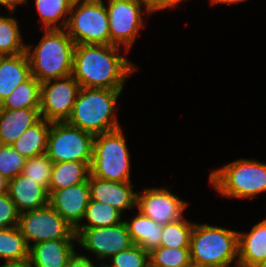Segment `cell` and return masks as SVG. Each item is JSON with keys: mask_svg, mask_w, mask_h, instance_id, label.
<instances>
[{"mask_svg": "<svg viewBox=\"0 0 266 267\" xmlns=\"http://www.w3.org/2000/svg\"><path fill=\"white\" fill-rule=\"evenodd\" d=\"M115 45L78 44L73 53L72 76L81 88L123 90L137 69Z\"/></svg>", "mask_w": 266, "mask_h": 267, "instance_id": "6da1fadb", "label": "cell"}, {"mask_svg": "<svg viewBox=\"0 0 266 267\" xmlns=\"http://www.w3.org/2000/svg\"><path fill=\"white\" fill-rule=\"evenodd\" d=\"M34 49L26 45L31 75L39 82L72 75L75 43L65 29H45Z\"/></svg>", "mask_w": 266, "mask_h": 267, "instance_id": "7a4b0ae2", "label": "cell"}, {"mask_svg": "<svg viewBox=\"0 0 266 267\" xmlns=\"http://www.w3.org/2000/svg\"><path fill=\"white\" fill-rule=\"evenodd\" d=\"M122 90L80 88L67 123L98 135L120 129L115 116Z\"/></svg>", "mask_w": 266, "mask_h": 267, "instance_id": "3957f363", "label": "cell"}, {"mask_svg": "<svg viewBox=\"0 0 266 267\" xmlns=\"http://www.w3.org/2000/svg\"><path fill=\"white\" fill-rule=\"evenodd\" d=\"M193 267H227L238 263V232L195 223L190 237Z\"/></svg>", "mask_w": 266, "mask_h": 267, "instance_id": "277c9868", "label": "cell"}, {"mask_svg": "<svg viewBox=\"0 0 266 267\" xmlns=\"http://www.w3.org/2000/svg\"><path fill=\"white\" fill-rule=\"evenodd\" d=\"M209 180L222 197L254 199L266 192V163L255 159H237L213 170Z\"/></svg>", "mask_w": 266, "mask_h": 267, "instance_id": "5b68a950", "label": "cell"}, {"mask_svg": "<svg viewBox=\"0 0 266 267\" xmlns=\"http://www.w3.org/2000/svg\"><path fill=\"white\" fill-rule=\"evenodd\" d=\"M130 158L122 128L95 135L91 176L102 180L131 182Z\"/></svg>", "mask_w": 266, "mask_h": 267, "instance_id": "8992f818", "label": "cell"}, {"mask_svg": "<svg viewBox=\"0 0 266 267\" xmlns=\"http://www.w3.org/2000/svg\"><path fill=\"white\" fill-rule=\"evenodd\" d=\"M65 31L76 45H109V19L103 0H74Z\"/></svg>", "mask_w": 266, "mask_h": 267, "instance_id": "52a82bcc", "label": "cell"}, {"mask_svg": "<svg viewBox=\"0 0 266 267\" xmlns=\"http://www.w3.org/2000/svg\"><path fill=\"white\" fill-rule=\"evenodd\" d=\"M95 135L64 122H51L46 154L53 163L92 162Z\"/></svg>", "mask_w": 266, "mask_h": 267, "instance_id": "ba28073f", "label": "cell"}, {"mask_svg": "<svg viewBox=\"0 0 266 267\" xmlns=\"http://www.w3.org/2000/svg\"><path fill=\"white\" fill-rule=\"evenodd\" d=\"M110 44L125 47L127 53L133 46L141 28H144L143 8L151 14L150 7L141 0H108Z\"/></svg>", "mask_w": 266, "mask_h": 267, "instance_id": "9c48e42d", "label": "cell"}, {"mask_svg": "<svg viewBox=\"0 0 266 267\" xmlns=\"http://www.w3.org/2000/svg\"><path fill=\"white\" fill-rule=\"evenodd\" d=\"M18 227L28 247L30 242L77 239L74 229L49 204L19 213Z\"/></svg>", "mask_w": 266, "mask_h": 267, "instance_id": "30bf717a", "label": "cell"}, {"mask_svg": "<svg viewBox=\"0 0 266 267\" xmlns=\"http://www.w3.org/2000/svg\"><path fill=\"white\" fill-rule=\"evenodd\" d=\"M80 88L72 75L41 82V118L50 122L67 121Z\"/></svg>", "mask_w": 266, "mask_h": 267, "instance_id": "8fae6325", "label": "cell"}, {"mask_svg": "<svg viewBox=\"0 0 266 267\" xmlns=\"http://www.w3.org/2000/svg\"><path fill=\"white\" fill-rule=\"evenodd\" d=\"M78 246L96 255L97 259L109 260L117 253L133 245L125 220L109 227L74 230Z\"/></svg>", "mask_w": 266, "mask_h": 267, "instance_id": "7c38bea8", "label": "cell"}, {"mask_svg": "<svg viewBox=\"0 0 266 267\" xmlns=\"http://www.w3.org/2000/svg\"><path fill=\"white\" fill-rule=\"evenodd\" d=\"M187 206L186 201L165 187L146 188L143 192H137V209L162 226L183 218Z\"/></svg>", "mask_w": 266, "mask_h": 267, "instance_id": "4fadbf2b", "label": "cell"}, {"mask_svg": "<svg viewBox=\"0 0 266 267\" xmlns=\"http://www.w3.org/2000/svg\"><path fill=\"white\" fill-rule=\"evenodd\" d=\"M90 201L88 182L54 190L49 194V205L75 230L83 220Z\"/></svg>", "mask_w": 266, "mask_h": 267, "instance_id": "5bb4252c", "label": "cell"}, {"mask_svg": "<svg viewBox=\"0 0 266 267\" xmlns=\"http://www.w3.org/2000/svg\"><path fill=\"white\" fill-rule=\"evenodd\" d=\"M90 200L106 203L123 213L136 207L137 191L130 182L102 180L89 176Z\"/></svg>", "mask_w": 266, "mask_h": 267, "instance_id": "9a60e30c", "label": "cell"}, {"mask_svg": "<svg viewBox=\"0 0 266 267\" xmlns=\"http://www.w3.org/2000/svg\"><path fill=\"white\" fill-rule=\"evenodd\" d=\"M7 193L19 213L49 204L48 190L22 173L9 180Z\"/></svg>", "mask_w": 266, "mask_h": 267, "instance_id": "2e32d148", "label": "cell"}, {"mask_svg": "<svg viewBox=\"0 0 266 267\" xmlns=\"http://www.w3.org/2000/svg\"><path fill=\"white\" fill-rule=\"evenodd\" d=\"M77 239L48 240L30 245L29 258L33 267H66L76 252Z\"/></svg>", "mask_w": 266, "mask_h": 267, "instance_id": "e0dca14e", "label": "cell"}, {"mask_svg": "<svg viewBox=\"0 0 266 267\" xmlns=\"http://www.w3.org/2000/svg\"><path fill=\"white\" fill-rule=\"evenodd\" d=\"M40 119V109H0V144L12 145L26 129Z\"/></svg>", "mask_w": 266, "mask_h": 267, "instance_id": "ac0fdd59", "label": "cell"}, {"mask_svg": "<svg viewBox=\"0 0 266 267\" xmlns=\"http://www.w3.org/2000/svg\"><path fill=\"white\" fill-rule=\"evenodd\" d=\"M266 261V218L252 227L250 232H238V263L254 267Z\"/></svg>", "mask_w": 266, "mask_h": 267, "instance_id": "d6986e66", "label": "cell"}, {"mask_svg": "<svg viewBox=\"0 0 266 267\" xmlns=\"http://www.w3.org/2000/svg\"><path fill=\"white\" fill-rule=\"evenodd\" d=\"M30 76V62L26 52L14 56H0V104Z\"/></svg>", "mask_w": 266, "mask_h": 267, "instance_id": "ffe728a7", "label": "cell"}, {"mask_svg": "<svg viewBox=\"0 0 266 267\" xmlns=\"http://www.w3.org/2000/svg\"><path fill=\"white\" fill-rule=\"evenodd\" d=\"M133 244L139 245L145 251L151 252L159 248L163 233V226L143 215L140 211L131 219L125 221Z\"/></svg>", "mask_w": 266, "mask_h": 267, "instance_id": "44dd1931", "label": "cell"}, {"mask_svg": "<svg viewBox=\"0 0 266 267\" xmlns=\"http://www.w3.org/2000/svg\"><path fill=\"white\" fill-rule=\"evenodd\" d=\"M91 162H58L53 163L49 194L54 190H60L83 182H88L91 175Z\"/></svg>", "mask_w": 266, "mask_h": 267, "instance_id": "7402d4cb", "label": "cell"}, {"mask_svg": "<svg viewBox=\"0 0 266 267\" xmlns=\"http://www.w3.org/2000/svg\"><path fill=\"white\" fill-rule=\"evenodd\" d=\"M50 127L51 122L41 118L26 129L11 146L26 159L45 154Z\"/></svg>", "mask_w": 266, "mask_h": 267, "instance_id": "603a6c76", "label": "cell"}, {"mask_svg": "<svg viewBox=\"0 0 266 267\" xmlns=\"http://www.w3.org/2000/svg\"><path fill=\"white\" fill-rule=\"evenodd\" d=\"M41 82L32 75L0 104V109H40Z\"/></svg>", "mask_w": 266, "mask_h": 267, "instance_id": "cb8c5ba5", "label": "cell"}, {"mask_svg": "<svg viewBox=\"0 0 266 267\" xmlns=\"http://www.w3.org/2000/svg\"><path fill=\"white\" fill-rule=\"evenodd\" d=\"M74 0H35L43 29H65ZM66 19H65V18ZM64 18V19H63ZM63 19V20H62Z\"/></svg>", "mask_w": 266, "mask_h": 267, "instance_id": "d4e9b609", "label": "cell"}, {"mask_svg": "<svg viewBox=\"0 0 266 267\" xmlns=\"http://www.w3.org/2000/svg\"><path fill=\"white\" fill-rule=\"evenodd\" d=\"M121 215L119 210L106 203L90 200L83 218L89 224L81 223L76 229L114 226L123 222Z\"/></svg>", "mask_w": 266, "mask_h": 267, "instance_id": "484cf974", "label": "cell"}, {"mask_svg": "<svg viewBox=\"0 0 266 267\" xmlns=\"http://www.w3.org/2000/svg\"><path fill=\"white\" fill-rule=\"evenodd\" d=\"M5 261L29 258V247L18 226L0 228V259Z\"/></svg>", "mask_w": 266, "mask_h": 267, "instance_id": "4316f807", "label": "cell"}, {"mask_svg": "<svg viewBox=\"0 0 266 267\" xmlns=\"http://www.w3.org/2000/svg\"><path fill=\"white\" fill-rule=\"evenodd\" d=\"M26 52L19 24L13 16L0 15V56H14Z\"/></svg>", "mask_w": 266, "mask_h": 267, "instance_id": "83f0119b", "label": "cell"}, {"mask_svg": "<svg viewBox=\"0 0 266 267\" xmlns=\"http://www.w3.org/2000/svg\"><path fill=\"white\" fill-rule=\"evenodd\" d=\"M195 223L185 217L163 225L162 247L190 248V237Z\"/></svg>", "mask_w": 266, "mask_h": 267, "instance_id": "f1b7e54d", "label": "cell"}, {"mask_svg": "<svg viewBox=\"0 0 266 267\" xmlns=\"http://www.w3.org/2000/svg\"><path fill=\"white\" fill-rule=\"evenodd\" d=\"M150 267H193L190 248H156L149 253Z\"/></svg>", "mask_w": 266, "mask_h": 267, "instance_id": "f546056e", "label": "cell"}, {"mask_svg": "<svg viewBox=\"0 0 266 267\" xmlns=\"http://www.w3.org/2000/svg\"><path fill=\"white\" fill-rule=\"evenodd\" d=\"M52 168L53 162L45 153L26 159L22 174L49 190Z\"/></svg>", "mask_w": 266, "mask_h": 267, "instance_id": "4dcf8cb0", "label": "cell"}, {"mask_svg": "<svg viewBox=\"0 0 266 267\" xmlns=\"http://www.w3.org/2000/svg\"><path fill=\"white\" fill-rule=\"evenodd\" d=\"M26 158L11 145L0 144V174L8 180L22 173Z\"/></svg>", "mask_w": 266, "mask_h": 267, "instance_id": "1f68e13d", "label": "cell"}, {"mask_svg": "<svg viewBox=\"0 0 266 267\" xmlns=\"http://www.w3.org/2000/svg\"><path fill=\"white\" fill-rule=\"evenodd\" d=\"M110 267H150L149 252L133 244L111 258Z\"/></svg>", "mask_w": 266, "mask_h": 267, "instance_id": "d6a6232c", "label": "cell"}, {"mask_svg": "<svg viewBox=\"0 0 266 267\" xmlns=\"http://www.w3.org/2000/svg\"><path fill=\"white\" fill-rule=\"evenodd\" d=\"M19 212L8 193L0 194V228L18 226Z\"/></svg>", "mask_w": 266, "mask_h": 267, "instance_id": "836d02e7", "label": "cell"}, {"mask_svg": "<svg viewBox=\"0 0 266 267\" xmlns=\"http://www.w3.org/2000/svg\"><path fill=\"white\" fill-rule=\"evenodd\" d=\"M66 267H98L94 265L90 258L86 255H80L75 252L68 260Z\"/></svg>", "mask_w": 266, "mask_h": 267, "instance_id": "e575fe53", "label": "cell"}, {"mask_svg": "<svg viewBox=\"0 0 266 267\" xmlns=\"http://www.w3.org/2000/svg\"><path fill=\"white\" fill-rule=\"evenodd\" d=\"M182 1L183 0H156V12L167 8L172 9V7H177Z\"/></svg>", "mask_w": 266, "mask_h": 267, "instance_id": "d590c367", "label": "cell"}, {"mask_svg": "<svg viewBox=\"0 0 266 267\" xmlns=\"http://www.w3.org/2000/svg\"><path fill=\"white\" fill-rule=\"evenodd\" d=\"M0 267H33L30 258L22 260L5 261Z\"/></svg>", "mask_w": 266, "mask_h": 267, "instance_id": "8d00e7d4", "label": "cell"}, {"mask_svg": "<svg viewBox=\"0 0 266 267\" xmlns=\"http://www.w3.org/2000/svg\"><path fill=\"white\" fill-rule=\"evenodd\" d=\"M20 4H27V0H0V5L6 7L11 12L8 14H12Z\"/></svg>", "mask_w": 266, "mask_h": 267, "instance_id": "74e56055", "label": "cell"}, {"mask_svg": "<svg viewBox=\"0 0 266 267\" xmlns=\"http://www.w3.org/2000/svg\"><path fill=\"white\" fill-rule=\"evenodd\" d=\"M9 180L0 174V194L8 192Z\"/></svg>", "mask_w": 266, "mask_h": 267, "instance_id": "f35d334b", "label": "cell"}, {"mask_svg": "<svg viewBox=\"0 0 266 267\" xmlns=\"http://www.w3.org/2000/svg\"><path fill=\"white\" fill-rule=\"evenodd\" d=\"M247 0H210L211 4H237Z\"/></svg>", "mask_w": 266, "mask_h": 267, "instance_id": "ab89813d", "label": "cell"}, {"mask_svg": "<svg viewBox=\"0 0 266 267\" xmlns=\"http://www.w3.org/2000/svg\"><path fill=\"white\" fill-rule=\"evenodd\" d=\"M146 3L151 10V13L156 12V0H141Z\"/></svg>", "mask_w": 266, "mask_h": 267, "instance_id": "60d3db41", "label": "cell"}, {"mask_svg": "<svg viewBox=\"0 0 266 267\" xmlns=\"http://www.w3.org/2000/svg\"><path fill=\"white\" fill-rule=\"evenodd\" d=\"M254 267H266V261L260 262L257 265H255Z\"/></svg>", "mask_w": 266, "mask_h": 267, "instance_id": "b9f144b4", "label": "cell"}, {"mask_svg": "<svg viewBox=\"0 0 266 267\" xmlns=\"http://www.w3.org/2000/svg\"><path fill=\"white\" fill-rule=\"evenodd\" d=\"M99 267H110V266H109V264H106V262H103V263L100 264Z\"/></svg>", "mask_w": 266, "mask_h": 267, "instance_id": "7bdbcfd3", "label": "cell"}, {"mask_svg": "<svg viewBox=\"0 0 266 267\" xmlns=\"http://www.w3.org/2000/svg\"><path fill=\"white\" fill-rule=\"evenodd\" d=\"M227 267H231V266H227ZM233 267H243V266L237 263V265H234Z\"/></svg>", "mask_w": 266, "mask_h": 267, "instance_id": "ee69618b", "label": "cell"}]
</instances>
